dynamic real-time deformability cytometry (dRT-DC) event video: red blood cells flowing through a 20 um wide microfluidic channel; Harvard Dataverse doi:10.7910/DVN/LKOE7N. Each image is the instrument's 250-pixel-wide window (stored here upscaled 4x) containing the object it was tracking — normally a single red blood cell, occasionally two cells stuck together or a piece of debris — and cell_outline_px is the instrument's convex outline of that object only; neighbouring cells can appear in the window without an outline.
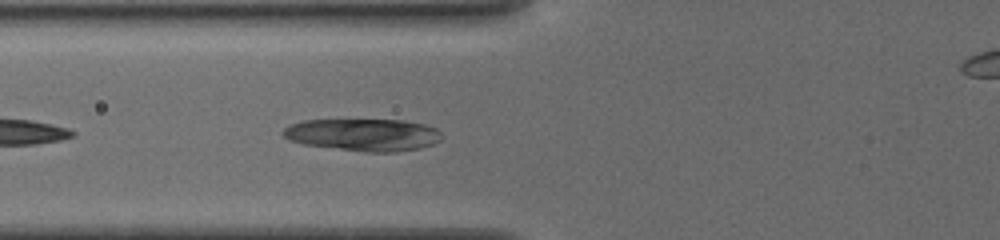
{"species": "common noctule bat (a hibernating species)", "species_latin": "Nyctalus noctula", "temperature_condition": "cold", "stored_images_in_passage": 16, "camera_frame_rate_fps": 3000, "um_per_image_px": 0.085, "animal": {"sex": "female", "body_mass_g": 19.5, "forearm_length_mm": 54.1}, "frame": {"image": 1, "passage_image": 6, "time_ms": 1.667, "image_size_px": [1000, 240], "cell_outline_px": [[444, 136], [440, 140], [432, 144], [420, 148], [396, 152], [364, 152], [304, 144], [288, 140], [280, 132], [288, 124], [304, 120], [404, 120], [424, 124], [436, 128]], "centroid_in_image_um": [30.87, 11.45], "position_along_channel_um": 94.9, "area_um2": 30.06}}
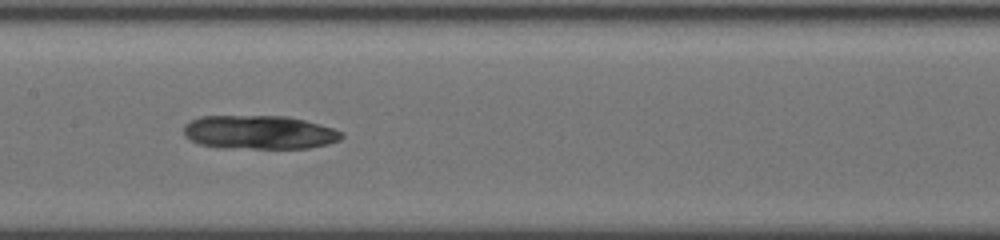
{"frame": {"image": 2, "passage_image": 12, "time_ms": 4.0, "image_size_px": [1000, 240], "cell_outline_px": [[344, 136], [340, 140], [328, 144], [308, 148], [220, 148], [200, 144], [184, 136], [184, 124], [200, 116], [288, 116], [320, 124], [344, 132]], "centroid_in_image_um": [22.05, 11.25], "position_along_channel_um": 185.3, "area_um2": 31.21}}
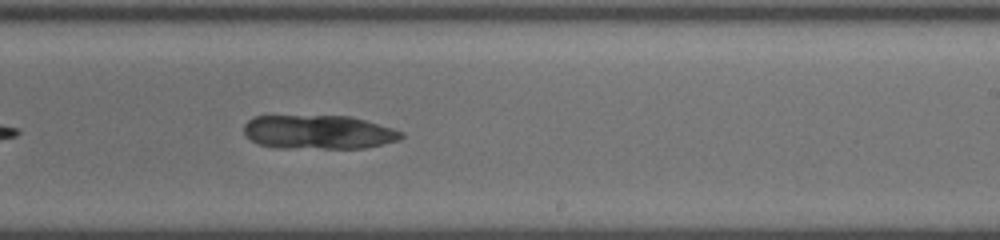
{"frame": {"image": 3, "passage_image": 16, "time_ms": 6.0, "image_size_px": [1000, 240], "cell_outline_px": [[404, 136], [400, 140], [384, 144], [364, 148], [276, 148], [260, 144], [244, 136], [244, 124], [252, 116], [348, 116], [364, 120], [392, 128], [404, 132]], "centroid_in_image_um": [27.06, 11.24], "position_along_channel_um": 261.9, "area_um2": 31.27}}